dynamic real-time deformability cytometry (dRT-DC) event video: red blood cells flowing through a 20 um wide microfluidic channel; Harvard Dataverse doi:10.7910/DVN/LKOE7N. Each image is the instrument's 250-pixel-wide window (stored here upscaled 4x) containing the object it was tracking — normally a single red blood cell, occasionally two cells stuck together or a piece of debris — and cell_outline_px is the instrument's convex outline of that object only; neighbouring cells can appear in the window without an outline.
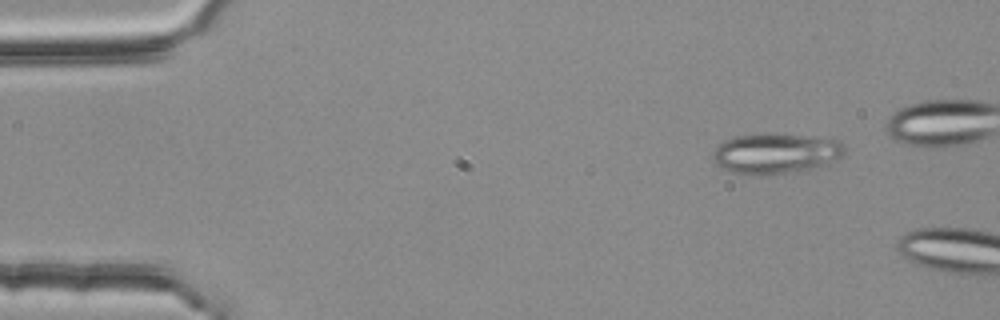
{"species": "common noctule bat (a hibernating species)", "species_latin": "Nyctalus noctula", "temperature_condition": "room temperature", "stored_images_in_passage": 2, "camera_frame_rate_fps": 3000, "um_per_image_px": 0.085, "animal": {"sex": "female", "body_mass_g": 25.1}, "frame": {"image": 1, "passage_image": 1, "time_ms": 0.0, "image_size_px": [1000, 320], "cell_outline_px": [[844, 152], [836, 160], [812, 168], [784, 172], [732, 172], [720, 168], [712, 160], [712, 152], [724, 140], [736, 136], [768, 132], [840, 140], [844, 148]], "centroid_in_image_um": [65.89, 12.98], "position_along_channel_um": 19.1, "area_um2": 30.17}}